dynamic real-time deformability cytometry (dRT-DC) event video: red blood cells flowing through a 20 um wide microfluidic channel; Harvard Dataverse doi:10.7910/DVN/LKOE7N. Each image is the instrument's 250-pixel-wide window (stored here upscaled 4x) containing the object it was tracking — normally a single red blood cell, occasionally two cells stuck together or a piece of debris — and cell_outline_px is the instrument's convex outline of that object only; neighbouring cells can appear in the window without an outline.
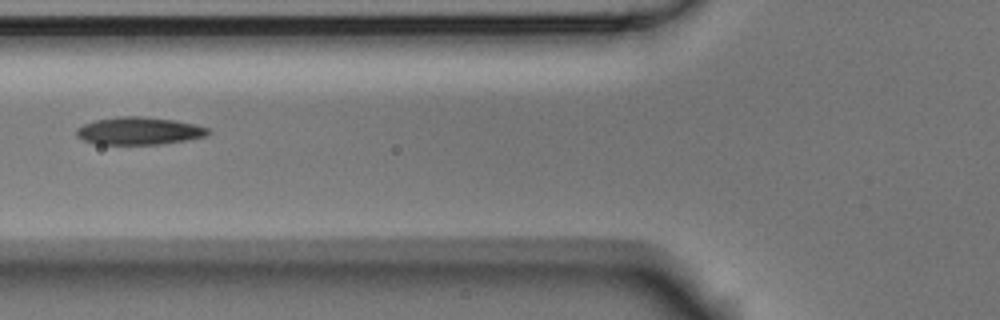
{"species": "Egyptian fruit bat (a non-hibernating species)", "species_latin": "Rousettus aegyptiacus", "temperature_condition": "room temperature", "stored_images_in_passage": 5, "camera_frame_rate_fps": 3000, "um_per_image_px": 0.085, "animal": {"sex": "male"}, "frame": {"image": 1, "passage_image": 5, "time_ms": 1.333, "image_size_px": [1000, 320], "cell_outline_px": [[212, 132], [204, 136], [188, 140], [160, 144], [96, 144], [84, 140], [76, 136], [76, 128], [84, 124], [96, 120], [116, 116], [140, 116], [176, 120], [196, 124], [208, 128]], "centroid_in_image_um": [11.83, 11.12], "position_along_channel_um": 114.0, "area_um2": 21.27}}